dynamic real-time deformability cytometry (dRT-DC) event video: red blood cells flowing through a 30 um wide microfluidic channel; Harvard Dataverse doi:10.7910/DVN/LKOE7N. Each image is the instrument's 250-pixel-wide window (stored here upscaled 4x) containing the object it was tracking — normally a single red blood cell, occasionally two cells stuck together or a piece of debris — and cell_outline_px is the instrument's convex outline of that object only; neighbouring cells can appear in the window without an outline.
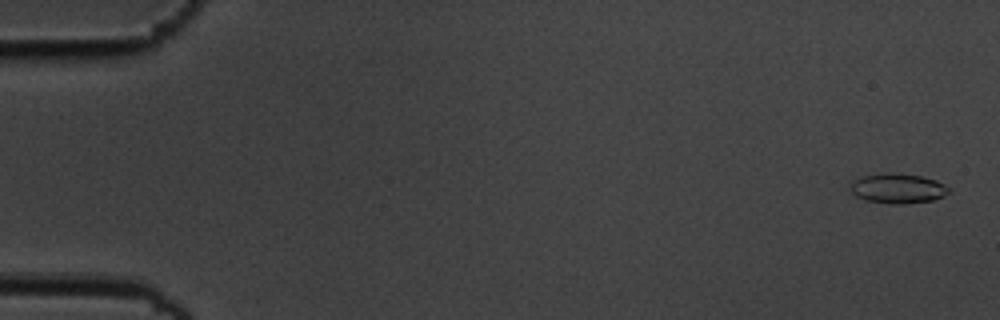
{"species": "common noctule bat (a hibernating species)", "species_latin": "Nyctalus noctula", "temperature_condition": "cold", "stored_images_in_passage": 15, "camera_frame_rate_fps": 3000, "um_per_image_px": 0.085, "animal": {"sex": "male", "body_mass_g": 19.5, "forearm_length_mm": 54.6}, "frame": {"image": 1, "passage_image": 1, "time_ms": 0.0, "image_size_px": [1000, 320], "cell_outline_px": [[952, 192], [944, 196], [932, 200], [900, 204], [892, 204], [864, 200], [856, 196], [848, 188], [848, 180], [860, 176], [888, 172], [920, 176], [936, 180], [944, 184]], "centroid_in_image_um": [76.23, 16.0], "position_along_channel_um": 8.8, "area_um2": 17.46}}
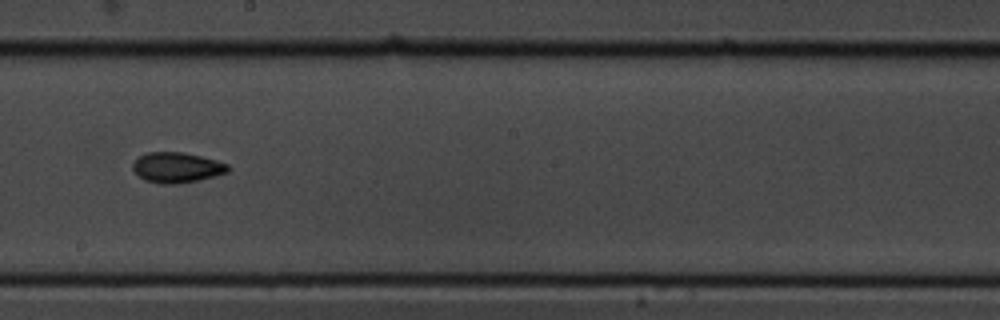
{"frame": {"image": 2, "passage_image": 9, "time_ms": 2.667, "image_size_px": [1000, 320], "cell_outline_px": [[228, 172], [200, 180], [176, 184], [164, 184], [144, 180], [132, 168], [132, 164], [144, 152], [184, 152], [216, 160], [228, 164]], "centroid_in_image_um": [15.02, 14.23], "position_along_channel_um": 233.2, "area_um2": 16.76}}
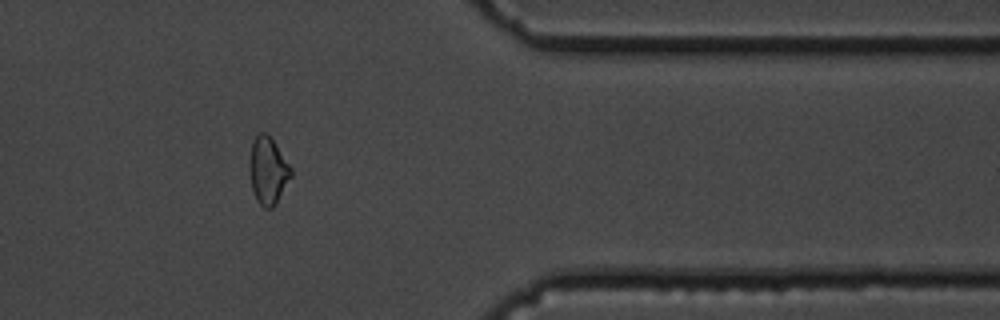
{"frame": {"image": 3, "passage_image": 13, "time_ms": 4.0, "image_size_px": [1000, 320], "cell_outline_px": [[292, 176], [272, 208], [264, 208], [256, 200], [252, 188], [248, 168], [248, 164], [252, 140], [260, 132], [264, 132], [272, 140], [292, 168]], "centroid_in_image_um": [22.75, 14.5], "position_along_channel_um": 388.7, "area_um2": 16.13}}